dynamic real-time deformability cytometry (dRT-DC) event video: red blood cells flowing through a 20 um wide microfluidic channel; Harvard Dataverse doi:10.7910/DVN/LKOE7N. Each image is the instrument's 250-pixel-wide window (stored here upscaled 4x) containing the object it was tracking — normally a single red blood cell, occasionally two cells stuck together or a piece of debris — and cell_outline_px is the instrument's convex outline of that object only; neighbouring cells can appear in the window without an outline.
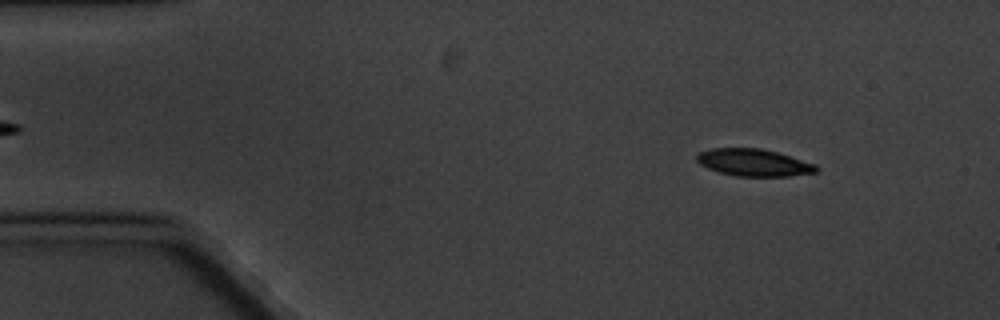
{"species": "common noctule bat (a hibernating species)", "species_latin": "Nyctalus noctula", "temperature_condition": "cold", "stored_images_in_passage": 5, "camera_frame_rate_fps": 3000, "um_per_image_px": 0.085, "animal": {"sex": "male", "body_mass_g": 20.1, "forearm_length_mm": 53.5}, "frame": {"image": 1, "passage_image": 1, "time_ms": 0.0, "image_size_px": [1000, 320], "cell_outline_px": [[820, 168], [816, 172], [788, 176], [736, 176], [720, 172], [708, 168], [700, 164], [696, 160], [696, 156], [700, 152], [712, 148], [760, 148], [776, 152], [816, 164]], "centroid_in_image_um": [64.07, 13.82], "position_along_channel_um": 20.9, "area_um2": 18.79}}
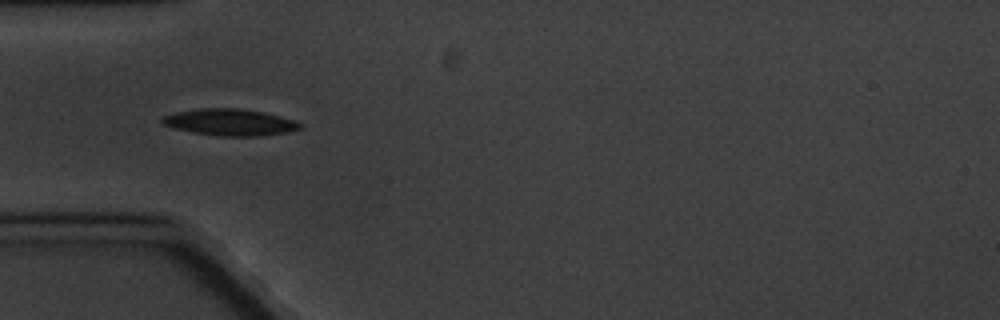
{"frame": {"image": 2, "passage_image": 4, "time_ms": 3.667, "image_size_px": [1000, 320], "cell_outline_px": [[300, 128], [284, 132], [256, 136], [220, 136], [192, 132], [172, 128], [164, 124], [160, 120], [164, 116], [176, 112], [200, 108], [240, 108], [264, 112], [296, 120], [300, 124]], "centroid_in_image_um": [19.51, 10.38], "position_along_channel_um": 65.5, "area_um2": 21.21}}